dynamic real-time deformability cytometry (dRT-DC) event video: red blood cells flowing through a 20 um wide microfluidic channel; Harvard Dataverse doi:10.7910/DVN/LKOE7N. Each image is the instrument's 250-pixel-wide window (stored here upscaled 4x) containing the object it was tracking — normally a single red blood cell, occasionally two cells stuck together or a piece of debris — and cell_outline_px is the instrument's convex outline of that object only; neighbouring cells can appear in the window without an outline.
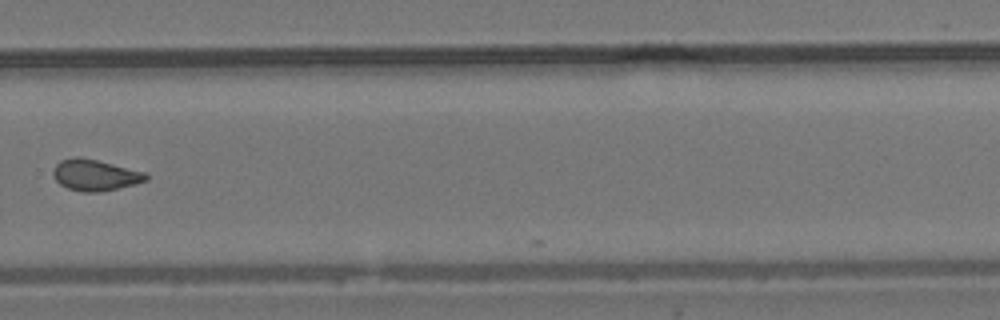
{"species": "common noctule bat (a hibernating species)", "species_latin": "Nyctalus noctula", "temperature_condition": "room temperature", "stored_images_in_passage": 10, "camera_frame_rate_fps": 3000, "um_per_image_px": 0.085, "animal": {"sex": "male", "body_mass_g": 19.2, "forearm_length_mm": 51.8}, "frame": {"image": 1, "passage_image": 10, "time_ms": 10.333, "image_size_px": [1000, 320], "cell_outline_px": [[148, 180], [136, 184], [100, 192], [84, 192], [68, 188], [60, 184], [52, 176], [52, 168], [60, 160], [76, 156], [96, 160], [144, 172], [148, 176]], "centroid_in_image_um": [8.04, 14.88], "position_along_channel_um": 321.8, "area_um2": 16.82}}